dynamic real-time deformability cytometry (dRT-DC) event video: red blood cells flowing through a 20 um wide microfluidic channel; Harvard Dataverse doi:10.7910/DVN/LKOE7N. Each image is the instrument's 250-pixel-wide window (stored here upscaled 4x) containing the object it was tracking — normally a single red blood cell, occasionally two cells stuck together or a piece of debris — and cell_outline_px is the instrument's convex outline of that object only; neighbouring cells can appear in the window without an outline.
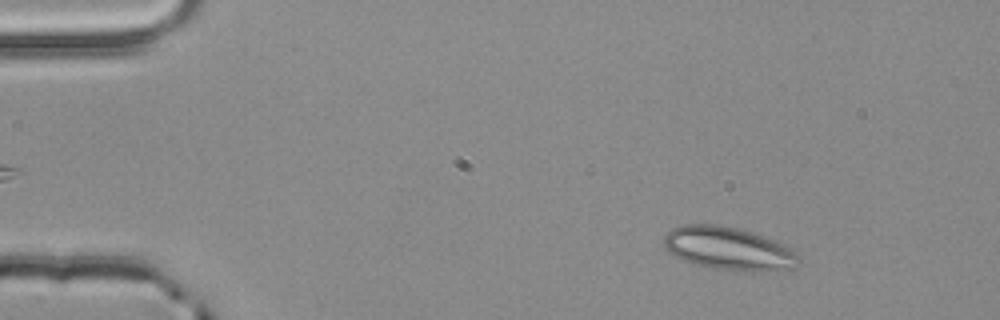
{"species": "common noctule bat (a hibernating species)", "species_latin": "Nyctalus noctula", "temperature_condition": "room temperature", "stored_images_in_passage": 54, "camera_frame_rate_fps": 3000, "um_per_image_px": 0.085, "animal": {"sex": "male", "body_mass_g": 20.4}, "frame": {"image": 1, "passage_image": 7, "time_ms": 2.0, "image_size_px": [1000, 320], "cell_outline_px": [[800, 260], [796, 268], [768, 272], [752, 272], [712, 268], [692, 264], [668, 252], [664, 248], [664, 236], [672, 228], [680, 224], [716, 224], [736, 228], [752, 232], [776, 240], [792, 248], [800, 256]], "centroid_in_image_um": [61.97, 21.14], "position_along_channel_um": 23.0, "area_um2": 34.45}}
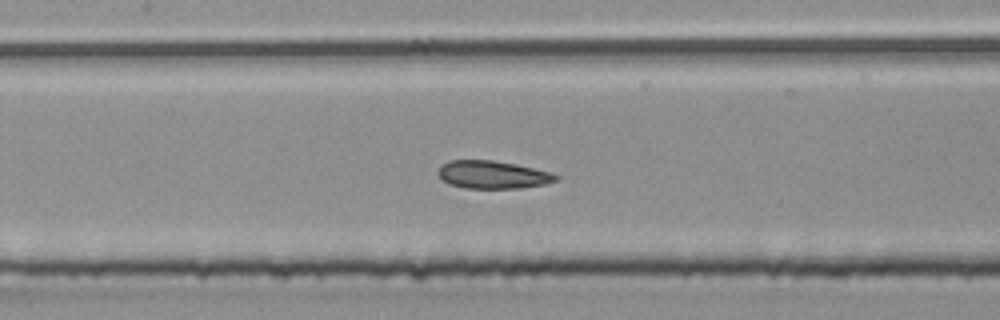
{"frame": {"image": 2, "passage_image": 25, "time_ms": 8.0, "image_size_px": [1000, 320], "cell_outline_px": [[560, 180], [544, 184], [520, 188], [464, 188], [448, 184], [436, 172], [440, 164], [448, 160], [492, 160], [516, 164], [552, 172], [560, 176]], "centroid_in_image_um": [41.88, 14.84], "position_along_channel_um": 165.5, "area_um2": 19.36}}
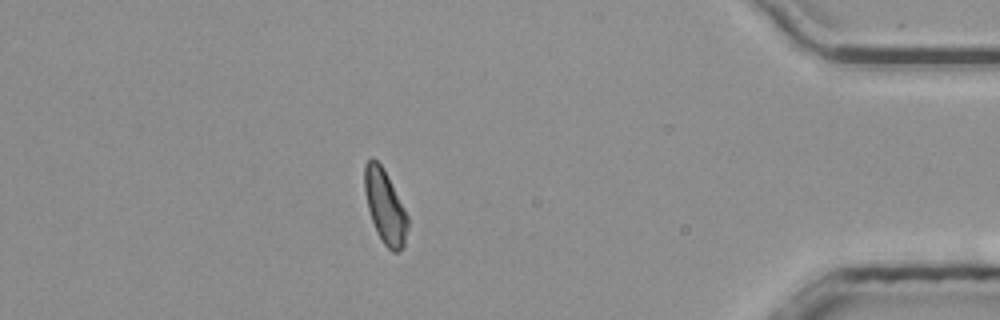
{"frame": {"image": 3, "passage_image": 47, "time_ms": 15.333, "image_size_px": [1000, 320], "cell_outline_px": [[408, 228], [404, 248], [400, 252], [392, 252], [384, 244], [376, 232], [368, 208], [364, 192], [364, 164], [372, 156], [380, 164], [404, 208], [408, 216]], "centroid_in_image_um": [32.72, 17.61], "position_along_channel_um": 402.5, "area_um2": 18.38}, "authors_computed_cell_mechanics": {"area_um2": 19.4208, "velocity_mm_per_s": 3.847, "shape_relaxation_time_tau1_ms": null, "shape_relaxation_time_tau2_ms": 2.5705, "deformation_change_tau1": null, "deformation_change_tau2": 0.0913}}